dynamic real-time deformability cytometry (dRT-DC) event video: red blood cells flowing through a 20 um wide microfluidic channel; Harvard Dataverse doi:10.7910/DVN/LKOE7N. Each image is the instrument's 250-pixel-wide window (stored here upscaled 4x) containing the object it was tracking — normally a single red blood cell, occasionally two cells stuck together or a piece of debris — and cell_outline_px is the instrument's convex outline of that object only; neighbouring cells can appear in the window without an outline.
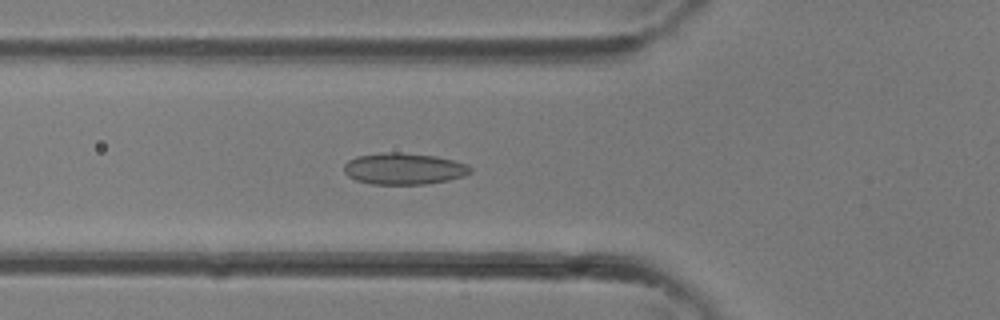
{"species": "common noctule bat (a hibernating species)", "species_latin": "Nyctalus noctula", "temperature_condition": "room temperature", "stored_images_in_passage": 27, "camera_frame_rate_fps": 3000, "um_per_image_px": 0.085, "animal": {"sex": "female"}, "frame": {"image": 1, "passage_image": 4, "time_ms": 1.0, "image_size_px": [1000, 320], "cell_outline_px": [[472, 172], [464, 176], [448, 180], [424, 184], [372, 184], [356, 180], [348, 176], [344, 172], [344, 164], [348, 160], [356, 156], [388, 152], [400, 152], [436, 156], [468, 164], [472, 168]], "centroid_in_image_um": [34.33, 14.34], "position_along_channel_um": 91.5, "area_um2": 23.24}}
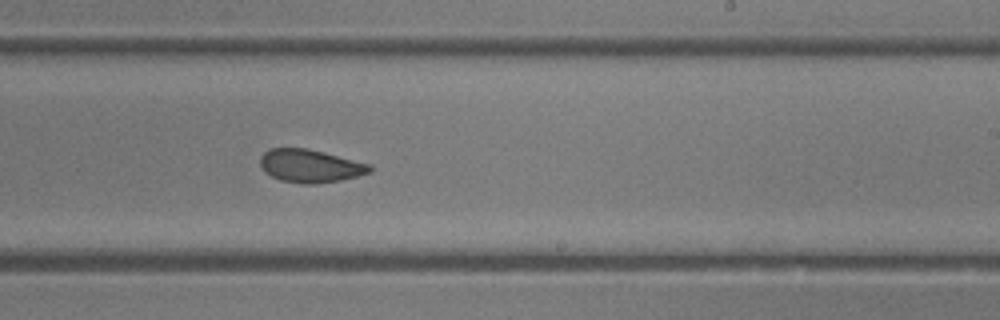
{"frame": {"image": 2, "passage_image": 13, "time_ms": 4.0, "image_size_px": [1000, 320], "cell_outline_px": [[372, 172], [340, 180], [316, 184], [304, 184], [280, 180], [264, 172], [260, 164], [260, 156], [264, 152], [272, 148], [304, 148], [324, 152], [372, 164]], "centroid_in_image_um": [26.38, 14.1], "position_along_channel_um": 262.6, "area_um2": 21.15}}
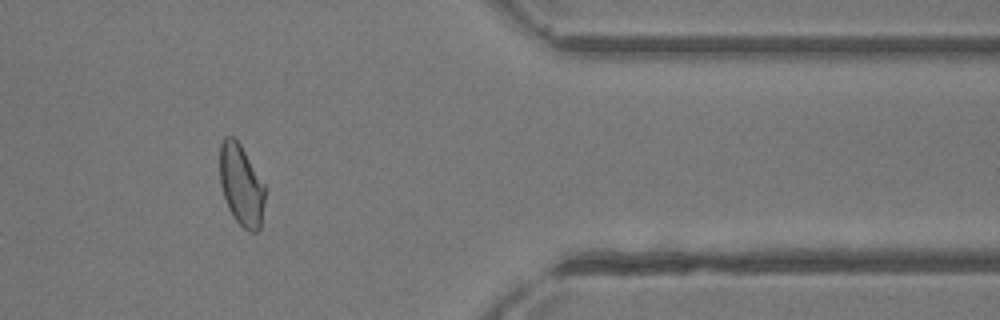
{"frame": {"image": 3, "passage_image": 21, "time_ms": 6.667, "image_size_px": [1000, 320], "cell_outline_px": [[264, 204], [260, 228], [256, 232], [248, 232], [236, 220], [228, 208], [220, 184], [220, 144], [224, 136], [232, 136], [240, 144], [264, 184]], "centroid_in_image_um": [20.49, 15.74], "position_along_channel_um": 390.9, "area_um2": 21.15}}